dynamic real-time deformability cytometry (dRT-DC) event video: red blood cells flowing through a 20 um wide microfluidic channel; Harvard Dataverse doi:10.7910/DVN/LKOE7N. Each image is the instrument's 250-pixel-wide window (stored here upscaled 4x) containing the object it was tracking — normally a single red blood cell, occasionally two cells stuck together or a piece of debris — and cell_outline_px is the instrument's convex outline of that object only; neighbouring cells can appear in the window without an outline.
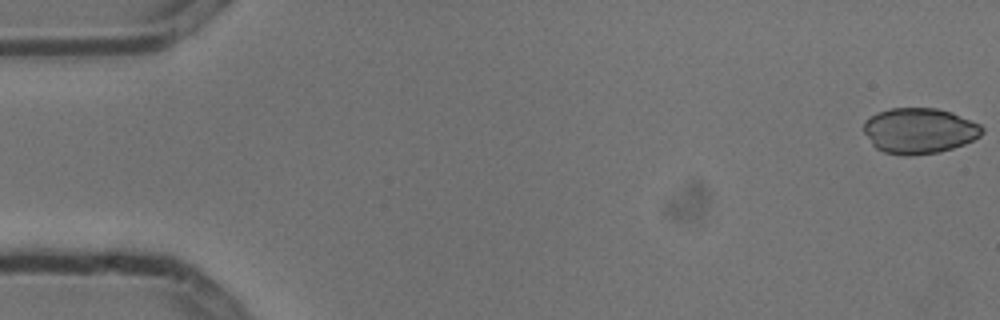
{"species": "common noctule bat (a hibernating species)", "species_latin": "Nyctalus noctula", "temperature_condition": "cold", "stored_images_in_passage": 6, "camera_frame_rate_fps": 3000, "um_per_image_px": 0.085, "animal": {"sex": "male", "body_mass_g": 13.3}, "frame": {"image": 1, "passage_image": 1, "time_ms": 0.0, "image_size_px": [1000, 320], "cell_outline_px": [[984, 132], [980, 136], [964, 144], [940, 152], [912, 156], [900, 156], [884, 152], [876, 148], [872, 144], [864, 132], [864, 120], [876, 112], [892, 108], [936, 108], [952, 112], [980, 124], [984, 128]], "centroid_in_image_um": [78.13, 11.12], "position_along_channel_um": 6.9, "area_um2": 31.73}}